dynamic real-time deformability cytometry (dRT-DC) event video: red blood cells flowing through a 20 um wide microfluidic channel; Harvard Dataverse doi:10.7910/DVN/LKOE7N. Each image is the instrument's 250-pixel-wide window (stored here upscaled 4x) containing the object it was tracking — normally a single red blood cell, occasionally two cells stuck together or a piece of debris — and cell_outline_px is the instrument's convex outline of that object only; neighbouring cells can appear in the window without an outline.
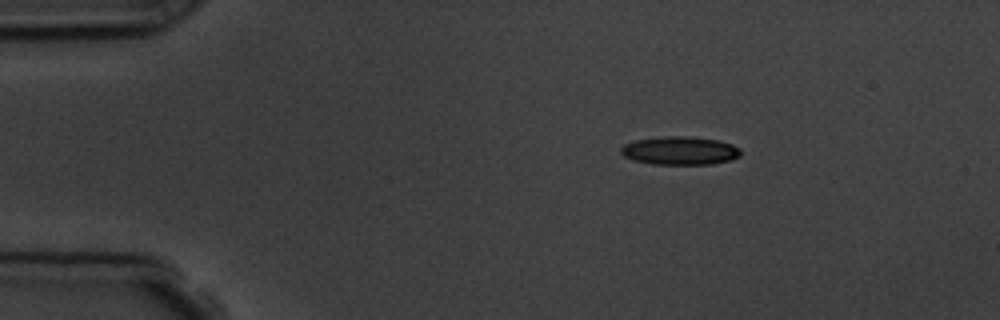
{"species": "common noctule bat (a hibernating species)", "species_latin": "Nyctalus noctula", "temperature_condition": "room temperature", "stored_images_in_passage": 3, "camera_frame_rate_fps": 3000, "um_per_image_px": 0.085, "animal": {"sex": "male", "body_mass_g": 19.5, "forearm_length_mm": 54.6}, "frame": {"image": 1, "passage_image": 1, "time_ms": 0.0, "image_size_px": [1000, 320], "cell_outline_px": [[740, 156], [732, 160], [712, 164], [652, 164], [632, 160], [624, 156], [620, 152], [620, 148], [624, 144], [636, 140], [664, 136], [688, 136], [720, 140], [732, 144], [740, 148]], "centroid_in_image_um": [57.8, 12.8], "position_along_channel_um": 27.2, "area_um2": 19.94}}